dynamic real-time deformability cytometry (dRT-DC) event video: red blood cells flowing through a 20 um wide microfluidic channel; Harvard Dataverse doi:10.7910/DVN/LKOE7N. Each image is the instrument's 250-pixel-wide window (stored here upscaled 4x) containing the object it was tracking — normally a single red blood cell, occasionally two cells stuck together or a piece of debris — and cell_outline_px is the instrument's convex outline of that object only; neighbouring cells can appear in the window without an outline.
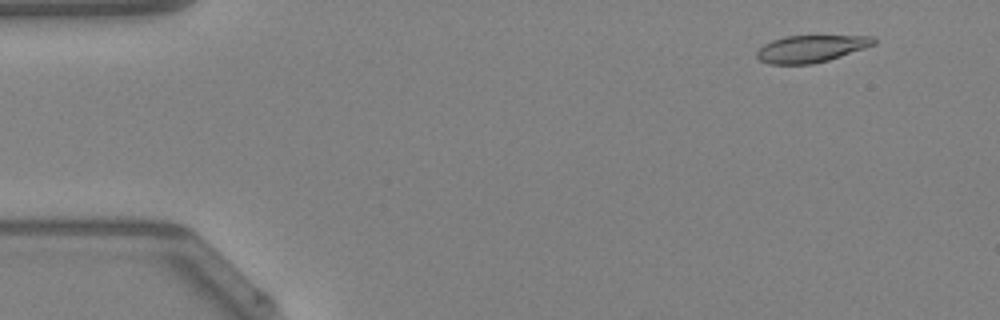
{"species": "Egyptian fruit bat (a non-hibernating species)", "species_latin": "Rousettus aegyptiacus", "temperature_condition": "warm", "stored_images_in_passage": 49, "camera_frame_rate_fps": 3000, "um_per_image_px": 0.085, "animal": {"sex": "female"}, "frame": {"image": 1, "passage_image": 5, "time_ms": 1.333, "image_size_px": [1000, 320], "cell_outline_px": [[876, 44], [828, 60], [812, 64], [768, 64], [760, 60], [756, 56], [756, 52], [764, 44], [772, 40], [784, 36], [872, 36], [876, 40]], "centroid_in_image_um": [68.91, 4.14], "position_along_channel_um": 16.1, "area_um2": 18.32}}
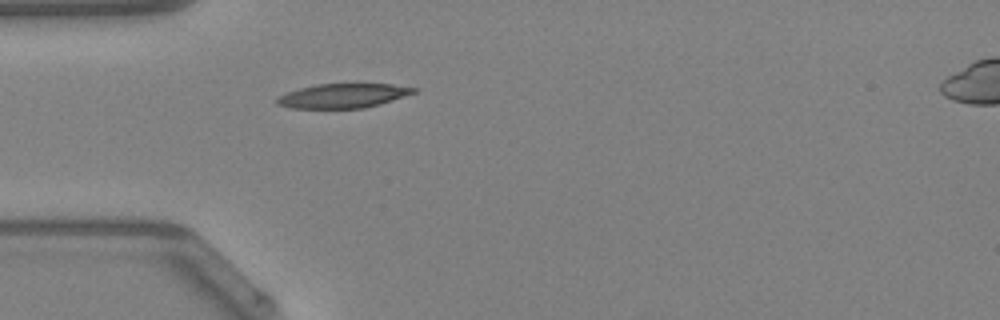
{"frame": {"image": 2, "passage_image": 15, "time_ms": 4.667, "image_size_px": [1000, 320], "cell_outline_px": [[420, 88], [416, 92], [380, 104], [364, 108], [292, 108], [276, 104], [276, 100], [280, 96], [288, 92], [300, 88], [316, 84], [392, 84]], "centroid_in_image_um": [29.19, 8.13], "position_along_channel_um": 55.8, "area_um2": 19.25}}
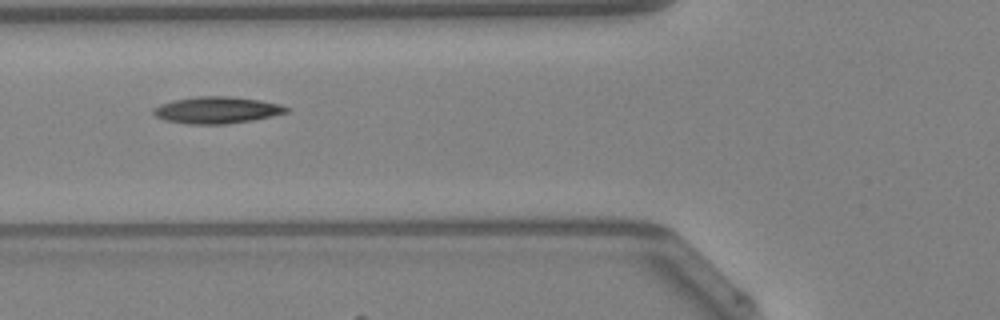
{"frame": {"image": 3, "passage_image": 19, "time_ms": 6.0, "image_size_px": [1000, 320], "cell_outline_px": [[292, 108], [288, 112], [272, 116], [252, 120], [224, 124], [188, 124], [164, 120], [156, 116], [152, 112], [152, 108], [160, 104], [172, 100], [196, 96], [228, 96], [260, 100], [280, 104]], "centroid_in_image_um": [18.42, 9.35], "position_along_channel_um": 107.4, "area_um2": 20.87}, "authors_computed_cell_mechanics": {"area_um2": 19.2474, "velocity_mm_per_s": 4.2575, "shape_relaxation_time_tau1_ms": null, "shape_relaxation_time_tau2_ms": 3.3649, "deformation_change_tau1": null, "deformation_change_tau2": 0.1101}}